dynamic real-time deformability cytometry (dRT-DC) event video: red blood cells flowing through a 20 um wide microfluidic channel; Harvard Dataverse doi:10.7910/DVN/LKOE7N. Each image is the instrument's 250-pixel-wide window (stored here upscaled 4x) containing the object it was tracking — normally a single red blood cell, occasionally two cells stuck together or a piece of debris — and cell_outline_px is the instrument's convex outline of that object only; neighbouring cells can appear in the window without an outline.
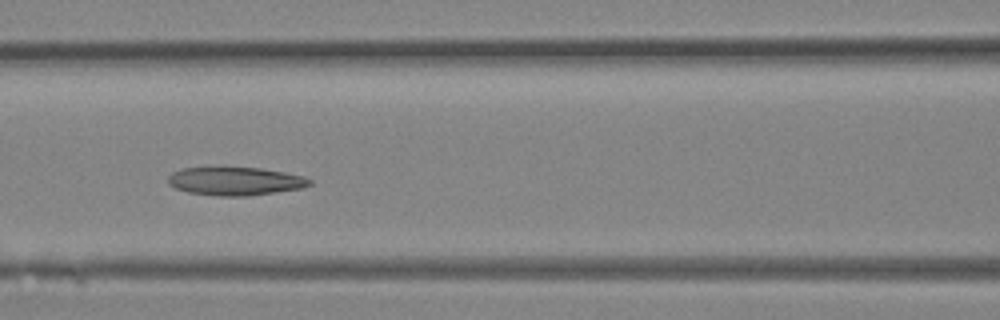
{"species": "Egyptian fruit bat (a non-hibernating species)", "species_latin": "Rousettus aegyptiacus", "temperature_condition": "room temperature", "stored_images_in_passage": 32, "camera_frame_rate_fps": 3000, "um_per_image_px": 0.085, "animal": {"sex": "female"}, "frame": {"image": 1, "passage_image": 14, "time_ms": 4.333, "image_size_px": [1000, 320], "cell_outline_px": [[312, 184], [304, 188], [248, 196], [216, 196], [188, 192], [176, 188], [168, 184], [168, 176], [172, 172], [180, 168], [208, 164], [216, 164], [260, 168], [284, 172], [304, 176], [312, 180]], "centroid_in_image_um": [19.93, 15.34], "position_along_channel_um": 146.7, "area_um2": 24.62}}
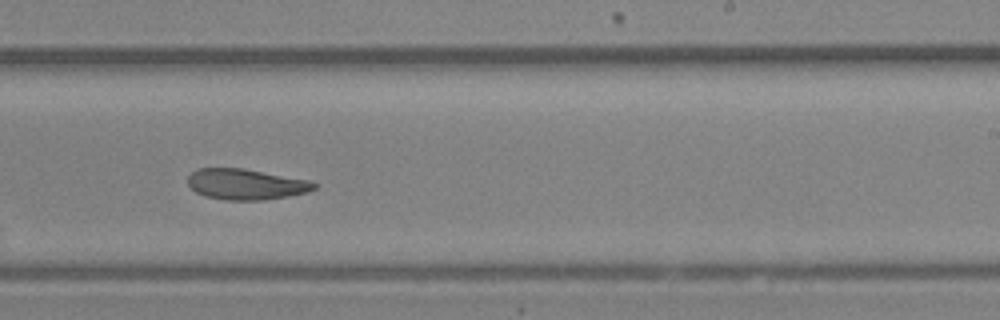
{"frame": {"image": 2, "passage_image": 20, "time_ms": 6.333, "image_size_px": [1000, 320], "cell_outline_px": [[316, 188], [308, 192], [288, 196], [264, 200], [224, 200], [204, 196], [196, 192], [188, 184], [188, 176], [196, 168], [244, 168], [308, 180], [316, 184]], "centroid_in_image_um": [20.88, 15.66], "position_along_channel_um": 268.1, "area_um2": 22.66}}
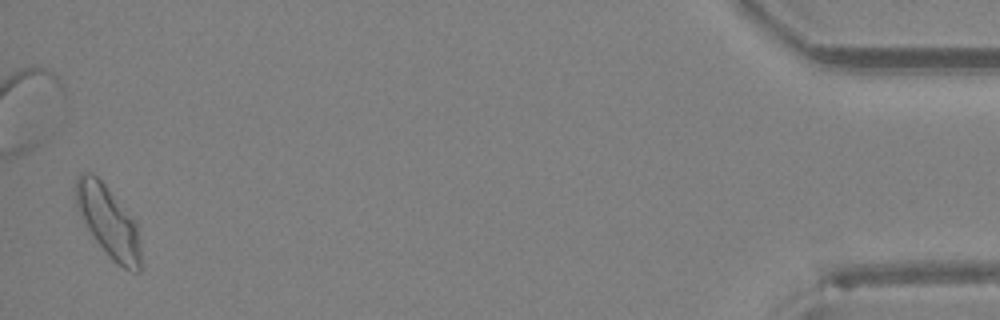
{"frame": {"image": 3, "passage_image": 32, "time_ms": 10.333, "image_size_px": [1000, 320], "cell_outline_px": [[140, 272], [132, 272], [116, 264], [112, 260], [96, 240], [80, 216], [76, 204], [76, 176], [80, 172], [92, 172], [104, 184], [136, 224], [140, 248]], "centroid_in_image_um": [9.18, 18.84], "position_along_channel_um": 426.0, "area_um2": 26.24}}